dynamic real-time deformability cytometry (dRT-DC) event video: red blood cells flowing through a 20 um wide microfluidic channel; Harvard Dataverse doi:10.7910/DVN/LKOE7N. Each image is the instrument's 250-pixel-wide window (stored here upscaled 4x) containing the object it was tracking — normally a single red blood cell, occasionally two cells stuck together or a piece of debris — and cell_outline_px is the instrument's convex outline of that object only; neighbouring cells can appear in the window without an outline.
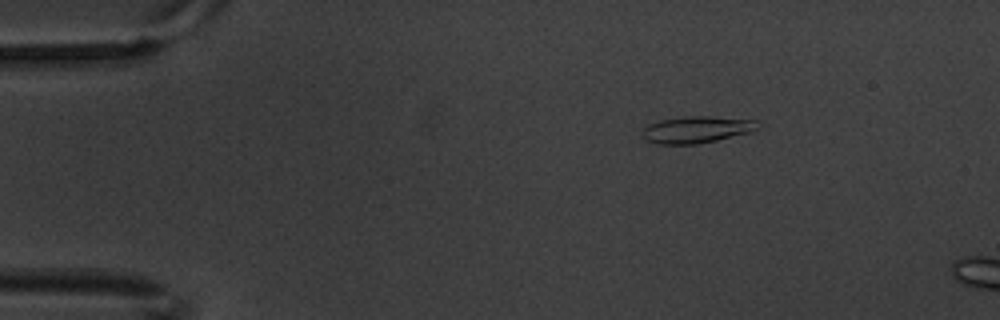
{"species": "common noctule bat (a hibernating species)", "species_latin": "Nyctalus noctula", "temperature_condition": "warm", "stored_images_in_passage": 5, "camera_frame_rate_fps": 3000, "um_per_image_px": 0.085, "animal": {"sex": "male", "body_mass_g": 20.1, "forearm_length_mm": 53.5}, "frame": {"image": 1, "passage_image": 3, "time_ms": 0.667, "image_size_px": [1000, 320], "cell_outline_px": [[760, 128], [752, 132], [716, 140], [696, 144], [656, 144], [644, 140], [640, 132], [648, 124], [660, 120], [684, 116], [712, 116], [756, 120], [760, 124]], "centroid_in_image_um": [59.2, 11.01], "position_along_channel_um": 25.8, "area_um2": 18.32}}